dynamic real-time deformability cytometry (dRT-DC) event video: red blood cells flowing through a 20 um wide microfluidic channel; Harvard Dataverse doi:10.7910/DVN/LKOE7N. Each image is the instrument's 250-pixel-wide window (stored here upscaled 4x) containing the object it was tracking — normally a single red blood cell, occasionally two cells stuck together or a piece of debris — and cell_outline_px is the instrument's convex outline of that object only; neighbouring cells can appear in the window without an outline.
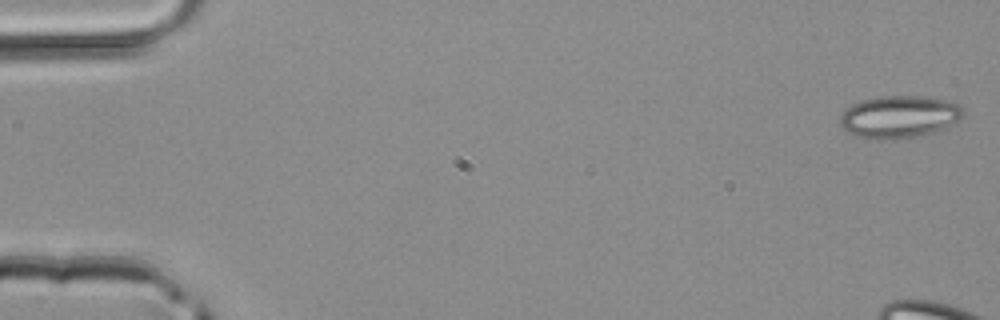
{"species": "common noctule bat (a hibernating species)", "species_latin": "Nyctalus noctula", "temperature_condition": "room temperature", "stored_images_in_passage": 8, "camera_frame_rate_fps": 3000, "um_per_image_px": 0.085, "animal": {"sex": "male", "body_mass_g": 20.4}, "frame": {"image": 1, "passage_image": 1, "time_ms": 0.0, "image_size_px": [1000, 320], "cell_outline_px": [[964, 116], [960, 120], [940, 128], [916, 136], [884, 140], [856, 136], [848, 132], [840, 124], [840, 116], [844, 108], [852, 104], [864, 100], [880, 96], [920, 96], [952, 100], [964, 112]], "centroid_in_image_um": [76.4, 9.9], "position_along_channel_um": 8.6, "area_um2": 30.06}}